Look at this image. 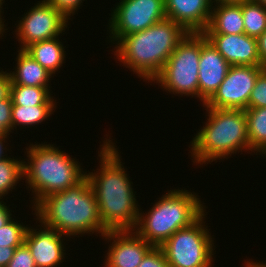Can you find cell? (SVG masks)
<instances>
[{
	"instance_id": "cell-14",
	"label": "cell",
	"mask_w": 266,
	"mask_h": 267,
	"mask_svg": "<svg viewBox=\"0 0 266 267\" xmlns=\"http://www.w3.org/2000/svg\"><path fill=\"white\" fill-rule=\"evenodd\" d=\"M230 66L206 36L201 33L198 84L199 100L203 104L217 91L225 79Z\"/></svg>"
},
{
	"instance_id": "cell-21",
	"label": "cell",
	"mask_w": 266,
	"mask_h": 267,
	"mask_svg": "<svg viewBox=\"0 0 266 267\" xmlns=\"http://www.w3.org/2000/svg\"><path fill=\"white\" fill-rule=\"evenodd\" d=\"M50 87L25 86L11 84L10 96L14 105L36 106L57 105L54 101Z\"/></svg>"
},
{
	"instance_id": "cell-31",
	"label": "cell",
	"mask_w": 266,
	"mask_h": 267,
	"mask_svg": "<svg viewBox=\"0 0 266 267\" xmlns=\"http://www.w3.org/2000/svg\"><path fill=\"white\" fill-rule=\"evenodd\" d=\"M11 78L9 72L0 71V100L10 96Z\"/></svg>"
},
{
	"instance_id": "cell-3",
	"label": "cell",
	"mask_w": 266,
	"mask_h": 267,
	"mask_svg": "<svg viewBox=\"0 0 266 267\" xmlns=\"http://www.w3.org/2000/svg\"><path fill=\"white\" fill-rule=\"evenodd\" d=\"M186 34L180 25L165 18L143 31L123 37L114 46V55L126 68L149 84L159 75Z\"/></svg>"
},
{
	"instance_id": "cell-4",
	"label": "cell",
	"mask_w": 266,
	"mask_h": 267,
	"mask_svg": "<svg viewBox=\"0 0 266 267\" xmlns=\"http://www.w3.org/2000/svg\"><path fill=\"white\" fill-rule=\"evenodd\" d=\"M208 118L190 142L194 164L204 165L249 151L247 118L242 109H215L202 104ZM243 150V151H242Z\"/></svg>"
},
{
	"instance_id": "cell-23",
	"label": "cell",
	"mask_w": 266,
	"mask_h": 267,
	"mask_svg": "<svg viewBox=\"0 0 266 267\" xmlns=\"http://www.w3.org/2000/svg\"><path fill=\"white\" fill-rule=\"evenodd\" d=\"M245 34L259 37L266 30V8L248 0L241 3Z\"/></svg>"
},
{
	"instance_id": "cell-41",
	"label": "cell",
	"mask_w": 266,
	"mask_h": 267,
	"mask_svg": "<svg viewBox=\"0 0 266 267\" xmlns=\"http://www.w3.org/2000/svg\"><path fill=\"white\" fill-rule=\"evenodd\" d=\"M5 1L4 0H0V12H2V6H3V3H4Z\"/></svg>"
},
{
	"instance_id": "cell-34",
	"label": "cell",
	"mask_w": 266,
	"mask_h": 267,
	"mask_svg": "<svg viewBox=\"0 0 266 267\" xmlns=\"http://www.w3.org/2000/svg\"><path fill=\"white\" fill-rule=\"evenodd\" d=\"M12 210L3 200H0V227L5 226L13 217Z\"/></svg>"
},
{
	"instance_id": "cell-9",
	"label": "cell",
	"mask_w": 266,
	"mask_h": 267,
	"mask_svg": "<svg viewBox=\"0 0 266 267\" xmlns=\"http://www.w3.org/2000/svg\"><path fill=\"white\" fill-rule=\"evenodd\" d=\"M112 11L107 31L113 44L166 18L164 0H121Z\"/></svg>"
},
{
	"instance_id": "cell-12",
	"label": "cell",
	"mask_w": 266,
	"mask_h": 267,
	"mask_svg": "<svg viewBox=\"0 0 266 267\" xmlns=\"http://www.w3.org/2000/svg\"><path fill=\"white\" fill-rule=\"evenodd\" d=\"M102 237L110 242L104 267H138L154 247L134 230L107 231Z\"/></svg>"
},
{
	"instance_id": "cell-18",
	"label": "cell",
	"mask_w": 266,
	"mask_h": 267,
	"mask_svg": "<svg viewBox=\"0 0 266 267\" xmlns=\"http://www.w3.org/2000/svg\"><path fill=\"white\" fill-rule=\"evenodd\" d=\"M15 70L9 72L11 84L50 87V74L35 59H33L26 51L18 49Z\"/></svg>"
},
{
	"instance_id": "cell-19",
	"label": "cell",
	"mask_w": 266,
	"mask_h": 267,
	"mask_svg": "<svg viewBox=\"0 0 266 267\" xmlns=\"http://www.w3.org/2000/svg\"><path fill=\"white\" fill-rule=\"evenodd\" d=\"M59 36L30 44L24 49L50 74L54 75L65 63L66 51Z\"/></svg>"
},
{
	"instance_id": "cell-15",
	"label": "cell",
	"mask_w": 266,
	"mask_h": 267,
	"mask_svg": "<svg viewBox=\"0 0 266 267\" xmlns=\"http://www.w3.org/2000/svg\"><path fill=\"white\" fill-rule=\"evenodd\" d=\"M166 18L180 25L187 33H203L208 27L212 0H164Z\"/></svg>"
},
{
	"instance_id": "cell-6",
	"label": "cell",
	"mask_w": 266,
	"mask_h": 267,
	"mask_svg": "<svg viewBox=\"0 0 266 267\" xmlns=\"http://www.w3.org/2000/svg\"><path fill=\"white\" fill-rule=\"evenodd\" d=\"M198 197L195 192L185 189L168 191L148 213L139 212L134 231L148 243L159 247L176 231L190 226L206 212L205 203Z\"/></svg>"
},
{
	"instance_id": "cell-29",
	"label": "cell",
	"mask_w": 266,
	"mask_h": 267,
	"mask_svg": "<svg viewBox=\"0 0 266 267\" xmlns=\"http://www.w3.org/2000/svg\"><path fill=\"white\" fill-rule=\"evenodd\" d=\"M49 4L54 6L61 12L67 19H72L73 15L80 9V6L85 0H46Z\"/></svg>"
},
{
	"instance_id": "cell-16",
	"label": "cell",
	"mask_w": 266,
	"mask_h": 267,
	"mask_svg": "<svg viewBox=\"0 0 266 267\" xmlns=\"http://www.w3.org/2000/svg\"><path fill=\"white\" fill-rule=\"evenodd\" d=\"M230 65H261L257 40L247 34H204Z\"/></svg>"
},
{
	"instance_id": "cell-5",
	"label": "cell",
	"mask_w": 266,
	"mask_h": 267,
	"mask_svg": "<svg viewBox=\"0 0 266 267\" xmlns=\"http://www.w3.org/2000/svg\"><path fill=\"white\" fill-rule=\"evenodd\" d=\"M27 161H23L26 186L31 191L33 208L46 196L65 191L81 182L87 171L64 151L53 144L32 143L26 147Z\"/></svg>"
},
{
	"instance_id": "cell-13",
	"label": "cell",
	"mask_w": 266,
	"mask_h": 267,
	"mask_svg": "<svg viewBox=\"0 0 266 267\" xmlns=\"http://www.w3.org/2000/svg\"><path fill=\"white\" fill-rule=\"evenodd\" d=\"M40 224L38 225L40 230L39 228H27L24 243L30 249L36 267H59L64 262L63 258L66 255L62 237L68 236Z\"/></svg>"
},
{
	"instance_id": "cell-2",
	"label": "cell",
	"mask_w": 266,
	"mask_h": 267,
	"mask_svg": "<svg viewBox=\"0 0 266 267\" xmlns=\"http://www.w3.org/2000/svg\"><path fill=\"white\" fill-rule=\"evenodd\" d=\"M32 209L35 220L70 238L87 233L102 237L108 231L100 219L95 193L87 177L65 191L44 197Z\"/></svg>"
},
{
	"instance_id": "cell-26",
	"label": "cell",
	"mask_w": 266,
	"mask_h": 267,
	"mask_svg": "<svg viewBox=\"0 0 266 267\" xmlns=\"http://www.w3.org/2000/svg\"><path fill=\"white\" fill-rule=\"evenodd\" d=\"M260 107H266V67L259 73L248 101V108Z\"/></svg>"
},
{
	"instance_id": "cell-36",
	"label": "cell",
	"mask_w": 266,
	"mask_h": 267,
	"mask_svg": "<svg viewBox=\"0 0 266 267\" xmlns=\"http://www.w3.org/2000/svg\"><path fill=\"white\" fill-rule=\"evenodd\" d=\"M213 4H241L248 0H212Z\"/></svg>"
},
{
	"instance_id": "cell-22",
	"label": "cell",
	"mask_w": 266,
	"mask_h": 267,
	"mask_svg": "<svg viewBox=\"0 0 266 267\" xmlns=\"http://www.w3.org/2000/svg\"><path fill=\"white\" fill-rule=\"evenodd\" d=\"M56 105H36L21 106L12 105V129L17 130V126H33L48 120L51 114L55 112ZM55 108V109H54ZM54 110V111H53Z\"/></svg>"
},
{
	"instance_id": "cell-11",
	"label": "cell",
	"mask_w": 266,
	"mask_h": 267,
	"mask_svg": "<svg viewBox=\"0 0 266 267\" xmlns=\"http://www.w3.org/2000/svg\"><path fill=\"white\" fill-rule=\"evenodd\" d=\"M264 68L261 65H231L217 91L204 105L215 109L246 110L256 79Z\"/></svg>"
},
{
	"instance_id": "cell-30",
	"label": "cell",
	"mask_w": 266,
	"mask_h": 267,
	"mask_svg": "<svg viewBox=\"0 0 266 267\" xmlns=\"http://www.w3.org/2000/svg\"><path fill=\"white\" fill-rule=\"evenodd\" d=\"M12 98L0 100V125L10 134L12 131Z\"/></svg>"
},
{
	"instance_id": "cell-33",
	"label": "cell",
	"mask_w": 266,
	"mask_h": 267,
	"mask_svg": "<svg viewBox=\"0 0 266 267\" xmlns=\"http://www.w3.org/2000/svg\"><path fill=\"white\" fill-rule=\"evenodd\" d=\"M16 247L0 246V267H6L14 255Z\"/></svg>"
},
{
	"instance_id": "cell-35",
	"label": "cell",
	"mask_w": 266,
	"mask_h": 267,
	"mask_svg": "<svg viewBox=\"0 0 266 267\" xmlns=\"http://www.w3.org/2000/svg\"><path fill=\"white\" fill-rule=\"evenodd\" d=\"M7 136L9 137V135H0V161L8 157L6 152L9 149H7V146L5 145V142L7 143Z\"/></svg>"
},
{
	"instance_id": "cell-40",
	"label": "cell",
	"mask_w": 266,
	"mask_h": 267,
	"mask_svg": "<svg viewBox=\"0 0 266 267\" xmlns=\"http://www.w3.org/2000/svg\"><path fill=\"white\" fill-rule=\"evenodd\" d=\"M0 135H10V134L0 125Z\"/></svg>"
},
{
	"instance_id": "cell-27",
	"label": "cell",
	"mask_w": 266,
	"mask_h": 267,
	"mask_svg": "<svg viewBox=\"0 0 266 267\" xmlns=\"http://www.w3.org/2000/svg\"><path fill=\"white\" fill-rule=\"evenodd\" d=\"M6 267H36L31 251L25 243L16 247L12 259Z\"/></svg>"
},
{
	"instance_id": "cell-28",
	"label": "cell",
	"mask_w": 266,
	"mask_h": 267,
	"mask_svg": "<svg viewBox=\"0 0 266 267\" xmlns=\"http://www.w3.org/2000/svg\"><path fill=\"white\" fill-rule=\"evenodd\" d=\"M138 267H169L166 256L160 247H153Z\"/></svg>"
},
{
	"instance_id": "cell-37",
	"label": "cell",
	"mask_w": 266,
	"mask_h": 267,
	"mask_svg": "<svg viewBox=\"0 0 266 267\" xmlns=\"http://www.w3.org/2000/svg\"><path fill=\"white\" fill-rule=\"evenodd\" d=\"M246 263V266L245 267H266V261H265V263H263V261L262 262H254L253 260H249V261H247V262H245Z\"/></svg>"
},
{
	"instance_id": "cell-10",
	"label": "cell",
	"mask_w": 266,
	"mask_h": 267,
	"mask_svg": "<svg viewBox=\"0 0 266 267\" xmlns=\"http://www.w3.org/2000/svg\"><path fill=\"white\" fill-rule=\"evenodd\" d=\"M18 21L14 34L20 50L30 44L60 36L67 28L68 20L46 0L37 1Z\"/></svg>"
},
{
	"instance_id": "cell-32",
	"label": "cell",
	"mask_w": 266,
	"mask_h": 267,
	"mask_svg": "<svg viewBox=\"0 0 266 267\" xmlns=\"http://www.w3.org/2000/svg\"><path fill=\"white\" fill-rule=\"evenodd\" d=\"M257 52L260 58L261 66L266 67V30L256 38Z\"/></svg>"
},
{
	"instance_id": "cell-1",
	"label": "cell",
	"mask_w": 266,
	"mask_h": 267,
	"mask_svg": "<svg viewBox=\"0 0 266 267\" xmlns=\"http://www.w3.org/2000/svg\"><path fill=\"white\" fill-rule=\"evenodd\" d=\"M100 145V165L96 172L86 173L95 193L102 224L108 231L134 230L140 208L133 182L124 169L115 143L105 138ZM137 202V203H136Z\"/></svg>"
},
{
	"instance_id": "cell-20",
	"label": "cell",
	"mask_w": 266,
	"mask_h": 267,
	"mask_svg": "<svg viewBox=\"0 0 266 267\" xmlns=\"http://www.w3.org/2000/svg\"><path fill=\"white\" fill-rule=\"evenodd\" d=\"M247 134L249 139V152L256 151L262 155L266 150V107L247 108Z\"/></svg>"
},
{
	"instance_id": "cell-39",
	"label": "cell",
	"mask_w": 266,
	"mask_h": 267,
	"mask_svg": "<svg viewBox=\"0 0 266 267\" xmlns=\"http://www.w3.org/2000/svg\"><path fill=\"white\" fill-rule=\"evenodd\" d=\"M251 1H254V2H256V3H259V4H261L263 7L266 8V0H251Z\"/></svg>"
},
{
	"instance_id": "cell-25",
	"label": "cell",
	"mask_w": 266,
	"mask_h": 267,
	"mask_svg": "<svg viewBox=\"0 0 266 267\" xmlns=\"http://www.w3.org/2000/svg\"><path fill=\"white\" fill-rule=\"evenodd\" d=\"M14 220L13 218L5 226L0 227V246L19 247L24 243L28 225Z\"/></svg>"
},
{
	"instance_id": "cell-17",
	"label": "cell",
	"mask_w": 266,
	"mask_h": 267,
	"mask_svg": "<svg viewBox=\"0 0 266 267\" xmlns=\"http://www.w3.org/2000/svg\"><path fill=\"white\" fill-rule=\"evenodd\" d=\"M208 27L203 34H243L241 4H214Z\"/></svg>"
},
{
	"instance_id": "cell-24",
	"label": "cell",
	"mask_w": 266,
	"mask_h": 267,
	"mask_svg": "<svg viewBox=\"0 0 266 267\" xmlns=\"http://www.w3.org/2000/svg\"><path fill=\"white\" fill-rule=\"evenodd\" d=\"M9 156L0 161V200L15 189L17 183L24 179L23 161Z\"/></svg>"
},
{
	"instance_id": "cell-8",
	"label": "cell",
	"mask_w": 266,
	"mask_h": 267,
	"mask_svg": "<svg viewBox=\"0 0 266 267\" xmlns=\"http://www.w3.org/2000/svg\"><path fill=\"white\" fill-rule=\"evenodd\" d=\"M206 215L204 212L190 226L179 229L159 246L169 267H212L215 246L204 222Z\"/></svg>"
},
{
	"instance_id": "cell-7",
	"label": "cell",
	"mask_w": 266,
	"mask_h": 267,
	"mask_svg": "<svg viewBox=\"0 0 266 267\" xmlns=\"http://www.w3.org/2000/svg\"><path fill=\"white\" fill-rule=\"evenodd\" d=\"M200 54L201 33H187L152 82L171 94L199 98Z\"/></svg>"
},
{
	"instance_id": "cell-38",
	"label": "cell",
	"mask_w": 266,
	"mask_h": 267,
	"mask_svg": "<svg viewBox=\"0 0 266 267\" xmlns=\"http://www.w3.org/2000/svg\"><path fill=\"white\" fill-rule=\"evenodd\" d=\"M2 12H0V37H3L2 35L5 33V30H8V29H5L7 25L4 24L5 21L4 20V17L2 18V15H1ZM5 25V26H4ZM5 27V28H4ZM2 34V35H1Z\"/></svg>"
}]
</instances>
